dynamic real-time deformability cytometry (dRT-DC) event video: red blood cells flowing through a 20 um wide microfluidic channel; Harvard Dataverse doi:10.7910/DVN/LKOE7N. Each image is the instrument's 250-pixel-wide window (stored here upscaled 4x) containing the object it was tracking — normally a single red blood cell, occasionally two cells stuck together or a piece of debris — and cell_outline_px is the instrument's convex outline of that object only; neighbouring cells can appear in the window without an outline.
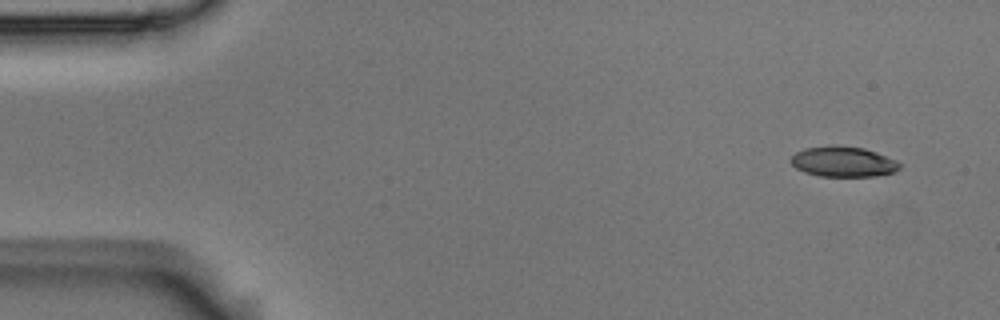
{"species": "Egyptian fruit bat (a non-hibernating species)", "species_latin": "Rousettus aegyptiacus", "temperature_condition": "room temperature", "stored_images_in_passage": 4, "camera_frame_rate_fps": 3000, "um_per_image_px": 0.085, "animal": {"sex": "male"}, "frame": {"image": 1, "passage_image": 1, "time_ms": 0.0, "image_size_px": [1000, 320], "cell_outline_px": [[900, 168], [896, 172], [876, 176], [820, 176], [804, 172], [796, 168], [788, 160], [796, 152], [804, 148], [864, 148], [876, 152], [896, 160], [900, 164]], "centroid_in_image_um": [71.69, 13.79], "position_along_channel_um": 13.3, "area_um2": 18.61}}
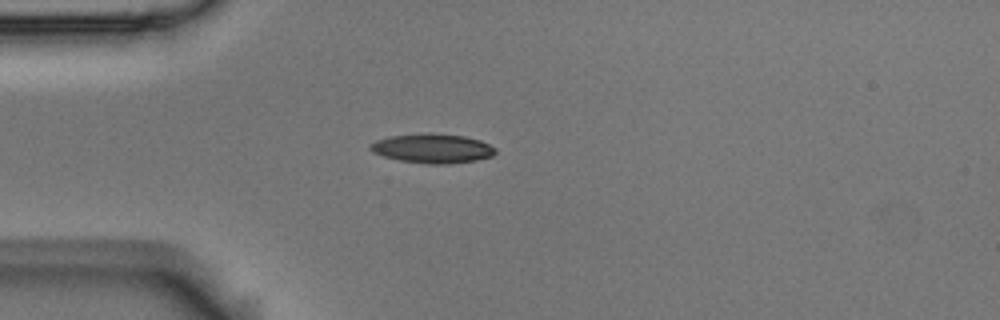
{"frame": {"image": 2, "passage_image": 4, "time_ms": 1.0, "image_size_px": [1000, 320], "cell_outline_px": [[496, 152], [492, 156], [476, 160], [448, 164], [428, 164], [400, 160], [384, 156], [372, 152], [368, 148], [368, 144], [376, 140], [388, 136], [424, 132], [432, 132], [464, 136], [480, 140], [496, 148]], "centroid_in_image_um": [36.73, 12.6], "position_along_channel_um": 48.3, "area_um2": 21.68}}